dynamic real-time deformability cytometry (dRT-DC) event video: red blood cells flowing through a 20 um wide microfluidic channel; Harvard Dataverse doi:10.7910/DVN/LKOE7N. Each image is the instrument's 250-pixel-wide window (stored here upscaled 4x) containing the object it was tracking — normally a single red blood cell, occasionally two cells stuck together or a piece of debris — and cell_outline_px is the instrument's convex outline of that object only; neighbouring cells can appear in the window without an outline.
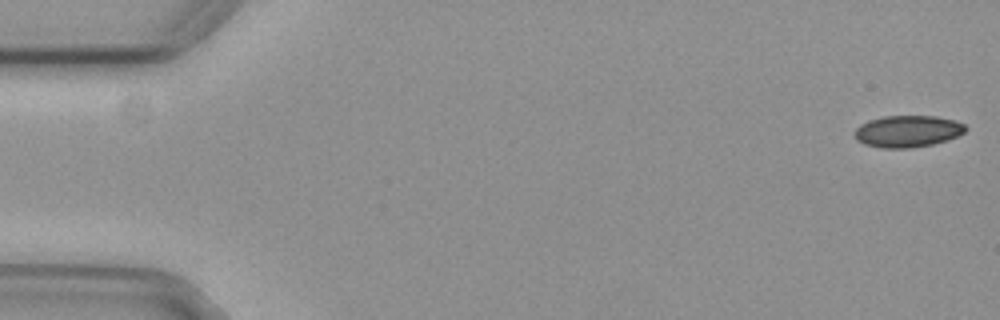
{"species": "common noctule bat (a hibernating species)", "species_latin": "Nyctalus noctula", "temperature_condition": "cold", "stored_images_in_passage": 55, "camera_frame_rate_fps": 3000, "um_per_image_px": 0.085, "animal": {"sex": "female", "body_mass_g": 29.2, "forearm_length_mm": 56.3}, "frame": {"image": 1, "passage_image": 1, "time_ms": 0.0, "image_size_px": [1000, 320], "cell_outline_px": [[968, 128], [964, 132], [948, 140], [932, 144], [912, 148], [880, 148], [864, 144], [856, 140], [856, 128], [860, 124], [868, 120], [884, 116], [936, 116], [952, 120], [964, 124]], "centroid_in_image_um": [77.14, 11.16], "position_along_channel_um": 7.9, "area_um2": 20.52}}
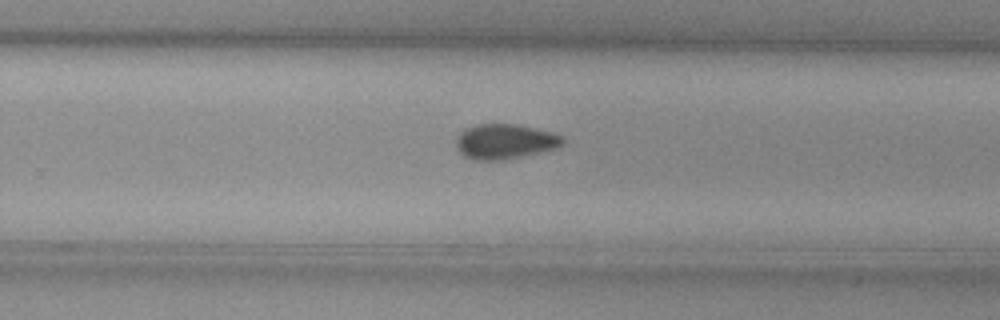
{"frame": {"image": 2, "passage_image": 35, "time_ms": 11.333, "image_size_px": [1000, 320], "cell_outline_px": [[564, 144], [560, 148], [504, 160], [472, 160], [464, 156], [456, 148], [456, 140], [460, 132], [464, 128], [476, 124], [516, 124], [556, 132], [564, 136]], "centroid_in_image_um": [42.96, 12.02], "position_along_channel_um": 286.8, "area_um2": 22.25}}
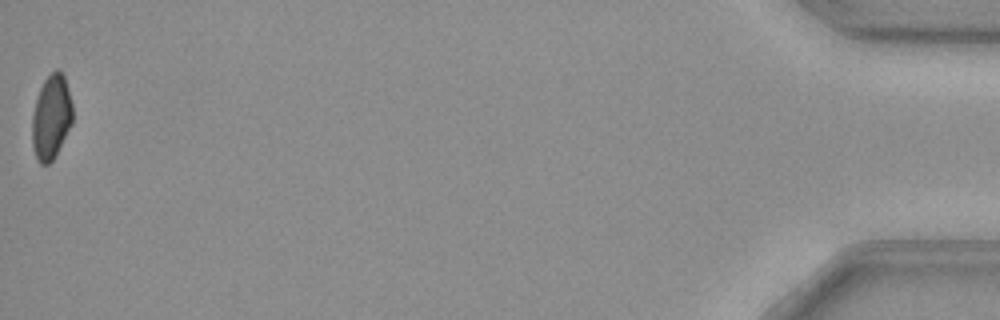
{"frame": {"image": 3, "passage_image": 55, "time_ms": 18.0, "image_size_px": [1000, 320], "cell_outline_px": [[72, 124], [52, 160], [48, 164], [40, 164], [36, 156], [32, 144], [32, 116], [36, 100], [40, 88], [44, 80], [56, 68], [60, 68], [64, 76], [72, 104]], "centroid_in_image_um": [4.35, 9.93], "position_along_channel_um": 430.8, "area_um2": 19.71}, "authors_computed_cell_mechanics": {"area_um2": 21.5016, "velocity_mm_per_s": 3.7344, "shape_relaxation_time_tau1_ms": 10.9735, "shape_relaxation_time_tau2_ms": null, "deformation_change_tau1": 0.1506, "deformation_change_tau2": null}}